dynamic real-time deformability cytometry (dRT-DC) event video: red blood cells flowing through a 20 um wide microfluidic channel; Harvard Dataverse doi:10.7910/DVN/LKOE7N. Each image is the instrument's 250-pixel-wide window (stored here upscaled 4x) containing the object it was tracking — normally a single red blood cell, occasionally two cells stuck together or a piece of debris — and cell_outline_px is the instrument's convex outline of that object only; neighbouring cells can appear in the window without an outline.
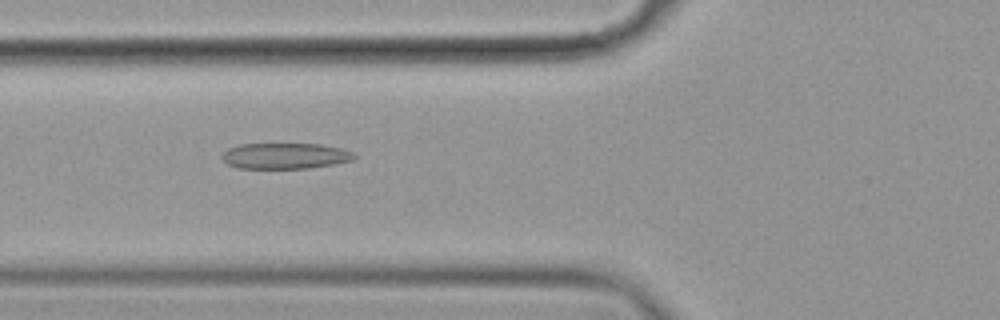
{"species": "common noctule bat (a hibernating species)", "species_latin": "Nyctalus noctula", "temperature_condition": "cold", "stored_images_in_passage": 9, "camera_frame_rate_fps": 3000, "um_per_image_px": 0.085, "animal": {"sex": "female", "body_mass_g": 19.9}, "frame": {"image": 1, "passage_image": 7, "time_ms": 2.0, "image_size_px": [1000, 320], "cell_outline_px": [[356, 156], [352, 160], [332, 164], [308, 168], [236, 168], [228, 164], [220, 156], [228, 148], [240, 144], [320, 144], [344, 148], [352, 152]], "centroid_in_image_um": [24.22, 13.24], "position_along_channel_um": 101.6, "area_um2": 19.88}}
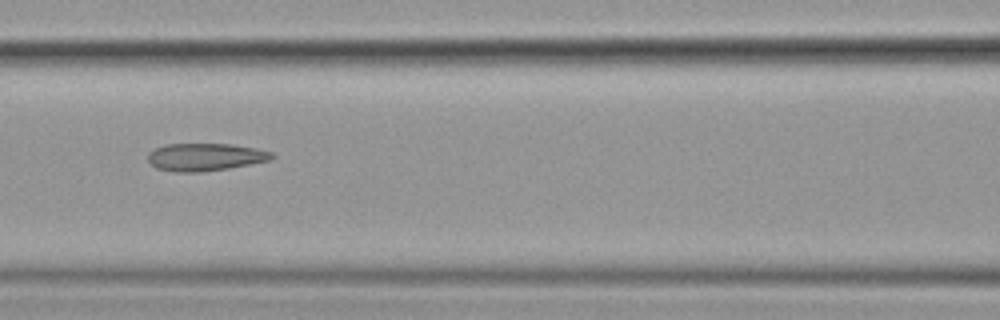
{"frame": {"image": 2, "passage_image": 8, "time_ms": 2.333, "image_size_px": [1000, 320], "cell_outline_px": [[276, 156], [272, 160], [228, 168], [200, 172], [176, 172], [156, 168], [148, 160], [148, 152], [164, 144], [232, 144], [256, 148], [272, 152]], "centroid_in_image_um": [17.46, 13.34], "position_along_channel_um": 149.1, "area_um2": 20.0}}
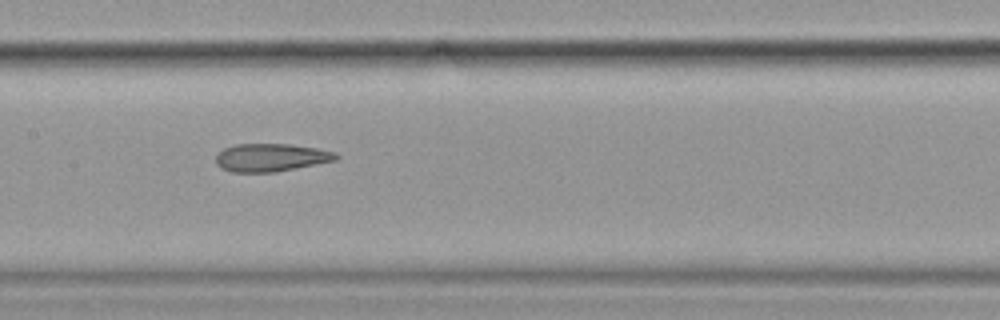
{"frame": {"image": 3, "passage_image": 9, "time_ms": 2.667, "image_size_px": [1000, 320], "cell_outline_px": [[340, 156], [336, 160], [276, 172], [232, 172], [220, 168], [216, 164], [216, 156], [224, 148], [236, 144], [288, 144], [316, 148], [336, 152]], "centroid_in_image_um": [23.02, 13.39], "position_along_channel_um": 184.4, "area_um2": 19.54}}